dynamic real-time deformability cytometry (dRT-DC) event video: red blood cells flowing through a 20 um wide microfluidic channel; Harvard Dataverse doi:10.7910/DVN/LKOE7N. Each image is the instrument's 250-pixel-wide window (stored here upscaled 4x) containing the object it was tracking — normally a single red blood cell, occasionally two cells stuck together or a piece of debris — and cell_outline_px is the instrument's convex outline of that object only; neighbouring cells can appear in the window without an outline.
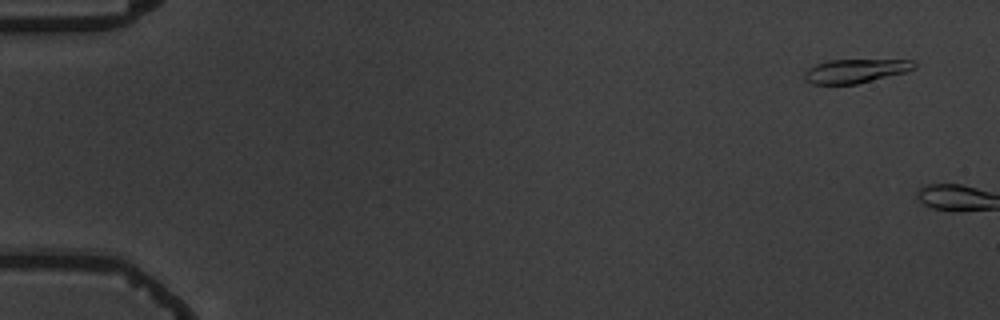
{"species": "common noctule bat (a hibernating species)", "species_latin": "Nyctalus noctula", "temperature_condition": "warm", "stored_images_in_passage": 2, "camera_frame_rate_fps": 3000, "um_per_image_px": 0.085, "animal": {"sex": "male", "body_mass_g": 19.5, "forearm_length_mm": 54.6}, "frame": {"image": 1, "passage_image": 1, "time_ms": 0.0, "image_size_px": [1000, 320], "cell_outline_px": [[916, 68], [908, 72], [856, 84], [812, 84], [804, 80], [804, 72], [808, 68], [816, 64], [828, 60], [916, 60]], "centroid_in_image_um": [72.74, 6.03], "position_along_channel_um": 12.3, "area_um2": 15.43}}